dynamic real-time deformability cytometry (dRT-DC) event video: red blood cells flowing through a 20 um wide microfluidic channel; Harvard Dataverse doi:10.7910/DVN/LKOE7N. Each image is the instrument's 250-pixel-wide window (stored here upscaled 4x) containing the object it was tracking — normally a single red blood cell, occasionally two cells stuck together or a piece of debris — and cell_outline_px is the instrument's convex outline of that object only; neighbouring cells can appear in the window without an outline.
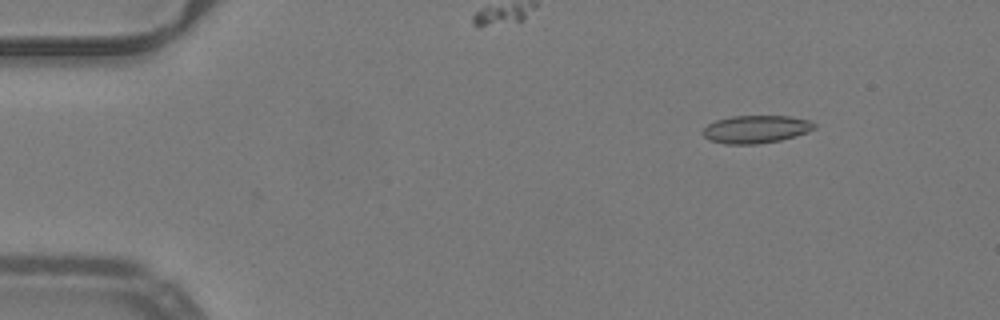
{"species": "common noctule bat (a hibernating species)", "species_latin": "Nyctalus noctula", "temperature_condition": "warm", "stored_images_in_passage": 46, "camera_frame_rate_fps": 3000, "um_per_image_px": 0.085, "animal": {"sex": "male", "body_mass_g": 19.2, "forearm_length_mm": 51.8}, "frame": {"image": 1, "passage_image": 1, "time_ms": 0.0, "image_size_px": [1000, 320], "cell_outline_px": [[816, 128], [808, 132], [796, 136], [780, 140], [756, 144], [724, 144], [708, 140], [700, 132], [708, 124], [716, 120], [732, 116], [788, 116], [808, 120], [816, 124]], "centroid_in_image_um": [64.23, 10.99], "position_along_channel_um": 20.8, "area_um2": 18.15}}
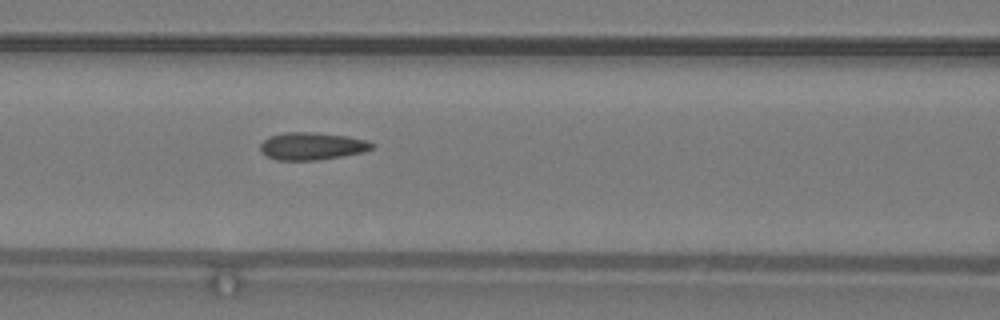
{"frame": {"image": 2, "passage_image": 17, "time_ms": 5.333, "image_size_px": [1000, 320], "cell_outline_px": [[376, 144], [372, 148], [364, 152], [316, 160], [276, 160], [260, 152], [260, 144], [268, 136], [284, 132], [316, 132], [348, 136], [364, 140]], "centroid_in_image_um": [26.49, 12.41], "position_along_channel_um": 140.1, "area_um2": 17.92}}
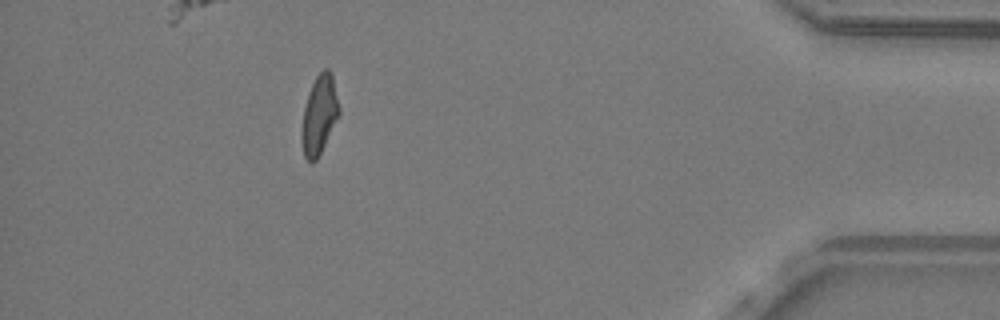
{"frame": {"image": 3, "passage_image": 41, "time_ms": 13.333, "image_size_px": [1000, 320], "cell_outline_px": [[340, 116], [316, 160], [312, 164], [304, 156], [300, 140], [300, 132], [304, 108], [308, 92], [316, 76], [324, 68], [328, 68], [332, 76], [340, 108]], "centroid_in_image_um": [27.12, 9.79], "position_along_channel_um": 408.1, "area_um2": 17.4}, "authors_computed_cell_mechanics": {"area_um2": 17.5423, "velocity_mm_per_s": 4.0083, "shape_relaxation_time_tau1_ms": null, "shape_relaxation_time_tau2_ms": 1.0886, "deformation_change_tau1": null, "deformation_change_tau2": 0.0658}}